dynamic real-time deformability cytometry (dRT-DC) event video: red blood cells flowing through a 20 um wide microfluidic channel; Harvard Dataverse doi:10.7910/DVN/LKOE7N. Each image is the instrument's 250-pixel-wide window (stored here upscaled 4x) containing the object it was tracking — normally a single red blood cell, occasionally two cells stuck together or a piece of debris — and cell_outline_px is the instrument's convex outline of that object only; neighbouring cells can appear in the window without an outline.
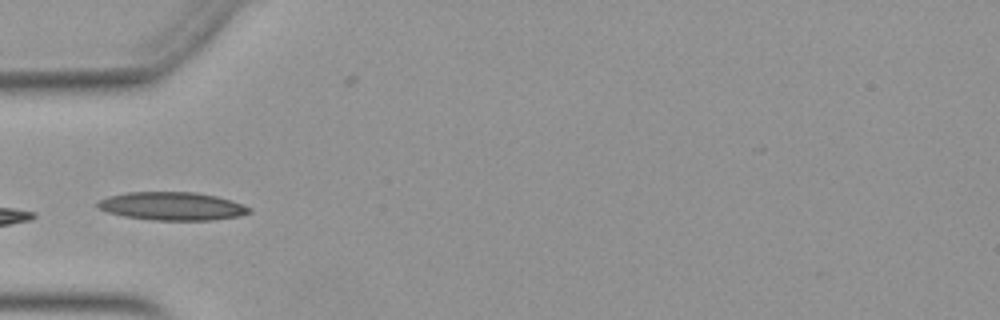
{"species": "Egyptian fruit bat (a non-hibernating species)", "species_latin": "Rousettus aegyptiacus", "temperature_condition": "warm", "stored_images_in_passage": 21, "camera_frame_rate_fps": 3000, "um_per_image_px": 0.085, "animal": {"sex": "female"}, "frame": {"image": 1, "passage_image": 1, "time_ms": 0.0, "image_size_px": [1000, 320], "cell_outline_px": [[252, 212], [240, 216], [212, 220], [152, 220], [124, 216], [108, 212], [96, 208], [96, 200], [108, 196], [128, 192], [196, 192], [216, 196], [232, 200], [244, 204], [252, 208]], "centroid_in_image_um": [14.63, 17.52], "position_along_channel_um": 70.4, "area_um2": 25.2}}
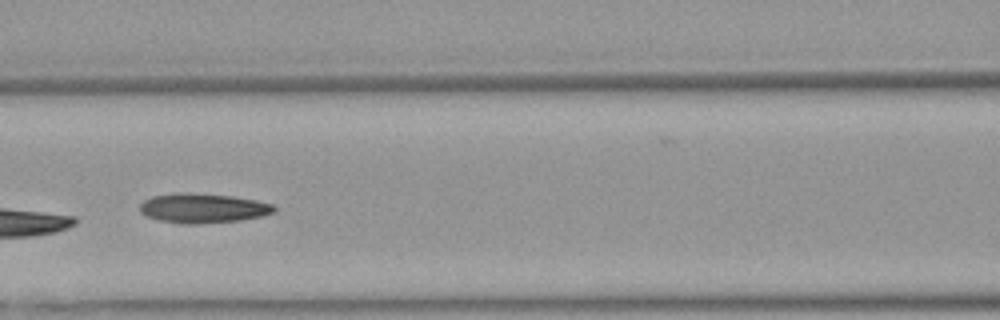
{"frame": {"image": 2, "passage_image": 7, "time_ms": 2.0, "image_size_px": [1000, 320], "cell_outline_px": [[276, 212], [264, 216], [240, 220], [196, 224], [184, 224], [160, 220], [144, 216], [140, 212], [140, 204], [144, 200], [152, 196], [176, 192], [188, 192], [232, 196], [256, 200], [272, 204], [276, 208]], "centroid_in_image_um": [17.24, 17.69], "position_along_channel_um": 149.4, "area_um2": 23.35}}
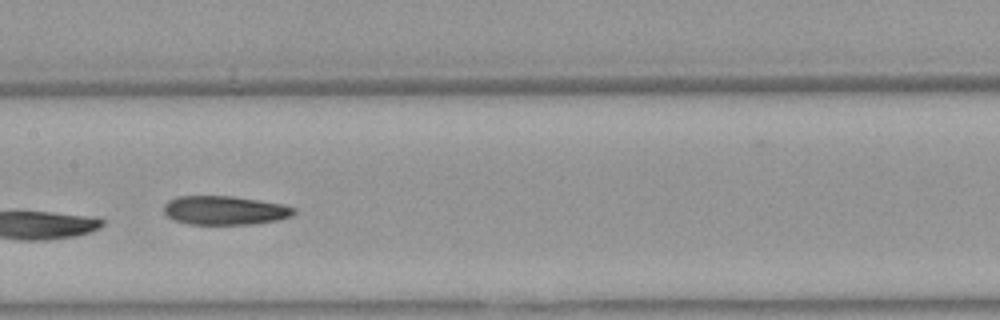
{"frame": {"image": 3, "passage_image": 10, "time_ms": 3.0, "image_size_px": [1000, 320], "cell_outline_px": [[296, 212], [292, 216], [280, 220], [252, 224], [192, 224], [172, 220], [164, 212], [164, 204], [168, 200], [176, 196], [232, 196], [260, 200], [284, 204], [296, 208]], "centroid_in_image_um": [19.13, 17.87], "position_along_channel_um": 188.3, "area_um2": 22.14}}